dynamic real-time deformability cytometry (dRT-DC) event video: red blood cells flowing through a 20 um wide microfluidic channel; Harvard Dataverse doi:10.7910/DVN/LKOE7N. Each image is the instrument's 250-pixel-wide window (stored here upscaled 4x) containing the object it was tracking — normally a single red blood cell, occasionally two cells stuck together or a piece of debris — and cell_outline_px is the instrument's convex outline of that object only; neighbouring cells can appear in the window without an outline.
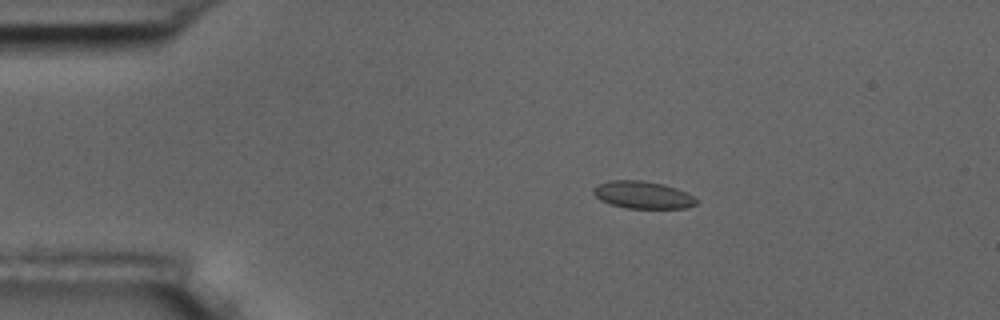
{"species": "common noctule bat (a hibernating species)", "species_latin": "Nyctalus noctula", "temperature_condition": "room temperature", "stored_images_in_passage": 5, "camera_frame_rate_fps": 3000, "um_per_image_px": 0.085, "animal": {"sex": "male", "body_mass_g": 17.5, "forearm_length_mm": 52.3}, "frame": {"image": 1, "passage_image": 3, "time_ms": 2.333, "image_size_px": [1000, 320], "cell_outline_px": [[696, 204], [688, 208], [624, 208], [600, 200], [592, 192], [592, 188], [608, 180], [644, 180], [664, 184], [676, 188], [692, 196], [696, 200]], "centroid_in_image_um": [54.6, 16.56], "position_along_channel_um": 30.4, "area_um2": 16.36}}
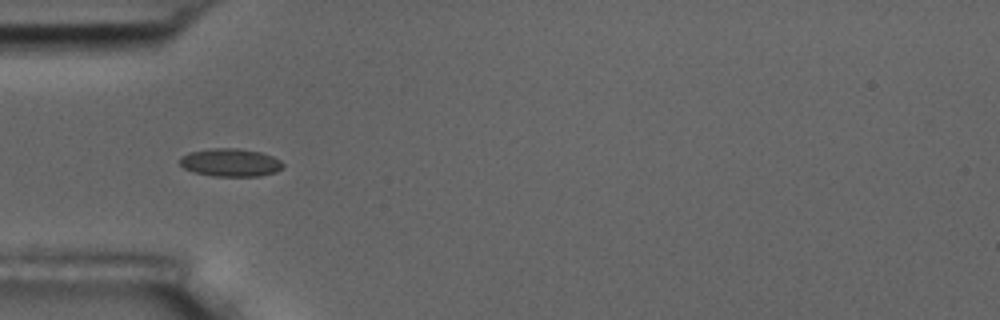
{"frame": {"image": 2, "passage_image": 5, "time_ms": 4.667, "image_size_px": [1000, 320], "cell_outline_px": [[284, 168], [276, 172], [260, 176], [212, 176], [196, 172], [184, 168], [180, 164], [180, 156], [188, 152], [212, 148], [236, 148], [260, 152], [272, 156], [280, 160], [284, 164]], "centroid_in_image_um": [19.6, 13.81], "position_along_channel_um": 65.4, "area_um2": 16.88}}